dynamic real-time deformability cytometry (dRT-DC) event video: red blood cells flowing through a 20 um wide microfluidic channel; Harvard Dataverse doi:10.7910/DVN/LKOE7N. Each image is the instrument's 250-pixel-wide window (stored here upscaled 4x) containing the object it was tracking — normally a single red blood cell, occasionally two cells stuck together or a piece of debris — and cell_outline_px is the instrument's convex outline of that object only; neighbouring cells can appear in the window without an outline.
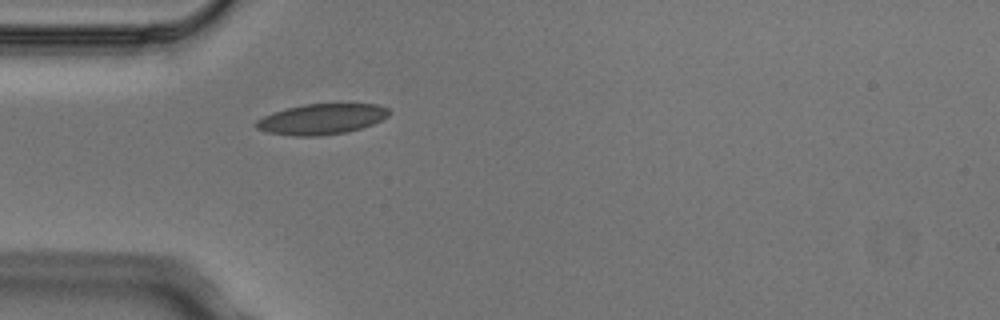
{"species": "Egyptian fruit bat (a non-hibernating species)", "species_latin": "Rousettus aegyptiacus", "temperature_condition": "cold", "stored_images_in_passage": 1, "camera_frame_rate_fps": 3000, "um_per_image_px": 0.085, "animal": {"sex": "male"}, "frame": {"image": 1, "passage_image": 1, "time_ms": 0.0, "image_size_px": [1000, 320], "cell_outline_px": [[392, 112], [388, 116], [372, 124], [348, 132], [320, 136], [292, 136], [264, 132], [256, 128], [252, 124], [256, 120], [264, 116], [288, 108], [304, 104], [380, 104], [388, 108]], "centroid_in_image_um": [27.32, 10.13], "position_along_channel_um": 57.7, "area_um2": 23.81}}